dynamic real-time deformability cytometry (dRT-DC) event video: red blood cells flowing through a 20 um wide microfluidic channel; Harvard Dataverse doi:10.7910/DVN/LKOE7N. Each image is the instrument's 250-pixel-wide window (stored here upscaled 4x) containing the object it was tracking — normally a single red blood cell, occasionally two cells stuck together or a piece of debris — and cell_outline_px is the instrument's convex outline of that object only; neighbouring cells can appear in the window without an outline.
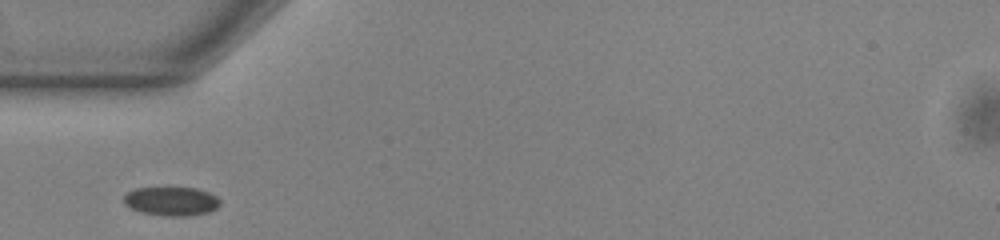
{"species": "common noctule bat (a hibernating species)", "species_latin": "Nyctalus noctula", "temperature_condition": "warm", "stored_images_in_passage": 37, "camera_frame_rate_fps": 3000, "um_per_image_px": 0.085, "animal": {"sex": "male", "body_mass_g": 13.0, "forearm_length_mm": 53.1}, "frame": {"image": 1, "passage_image": 1, "time_ms": 0.0, "image_size_px": [1000, 240], "cell_outline_px": [[220, 204], [216, 208], [208, 212], [188, 216], [164, 216], [140, 212], [124, 204], [124, 196], [128, 192], [136, 188], [196, 188], [208, 192], [216, 196], [220, 200]], "centroid_in_image_um": [14.57, 17.11], "position_along_channel_um": 70.4, "area_um2": 16.13}}
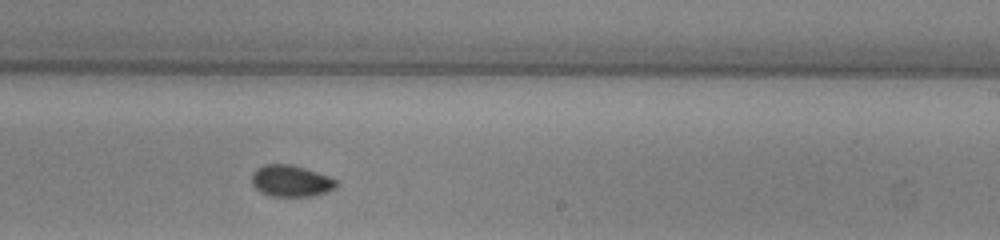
{"frame": {"image": 2, "passage_image": 16, "time_ms": 5.0, "image_size_px": [1000, 240], "cell_outline_px": [[340, 184], [336, 188], [328, 192], [312, 196], [272, 196], [260, 192], [252, 184], [252, 172], [256, 168], [264, 164], [292, 164], [328, 176], [336, 180]], "centroid_in_image_um": [24.74, 15.38], "position_along_channel_um": 264.3, "area_um2": 15.66}}
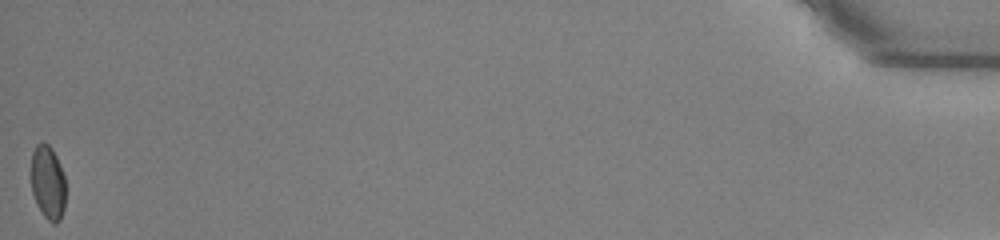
{"frame": {"image": 3, "passage_image": 37, "time_ms": 12.0, "image_size_px": [1000, 240], "cell_outline_px": [[64, 208], [60, 220], [56, 224], [52, 224], [44, 216], [36, 204], [32, 192], [32, 152], [36, 144], [48, 144], [52, 148], [60, 164], [64, 176]], "centroid_in_image_um": [4.07, 15.54], "position_along_channel_um": 431.1, "area_um2": 14.74}}